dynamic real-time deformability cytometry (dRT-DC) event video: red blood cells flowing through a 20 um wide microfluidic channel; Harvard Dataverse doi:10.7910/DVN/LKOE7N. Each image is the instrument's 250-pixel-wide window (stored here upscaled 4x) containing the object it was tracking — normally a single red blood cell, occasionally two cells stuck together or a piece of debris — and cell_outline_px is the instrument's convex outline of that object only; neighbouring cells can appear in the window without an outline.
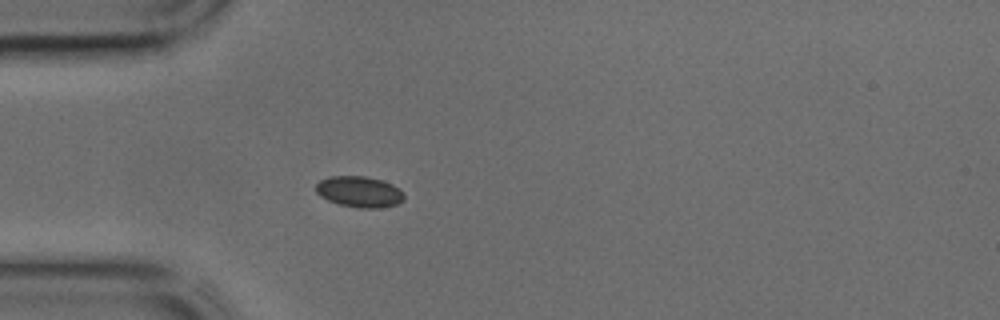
{"species": "common noctule bat (a hibernating species)", "species_latin": "Nyctalus noctula", "temperature_condition": "cold", "stored_images_in_passage": 32, "camera_frame_rate_fps": 3000, "um_per_image_px": 0.085, "animal": {"sex": "male", "body_mass_g": 17.9, "forearm_length_mm": 54.2}, "frame": {"image": 1, "passage_image": 1, "time_ms": 0.0, "image_size_px": [1000, 320], "cell_outline_px": [[404, 200], [396, 204], [380, 208], [360, 208], [340, 204], [328, 200], [320, 196], [316, 192], [316, 184], [320, 180], [328, 176], [364, 176], [380, 180], [392, 184], [404, 192]], "centroid_in_image_um": [30.54, 16.3], "position_along_channel_um": 54.5, "area_um2": 15.9}}
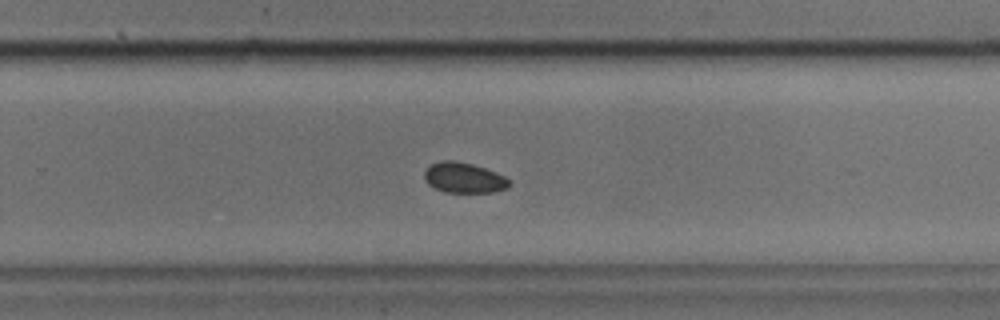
{"frame": {"image": 2, "passage_image": 17, "time_ms": 5.333, "image_size_px": [1000, 320], "cell_outline_px": [[512, 184], [508, 188], [492, 192], [444, 192], [428, 184], [424, 180], [424, 172], [432, 164], [444, 160], [452, 160], [472, 164], [496, 172], [504, 176]], "centroid_in_image_um": [39.44, 15.12], "position_along_channel_um": 290.4, "area_um2": 14.91}}
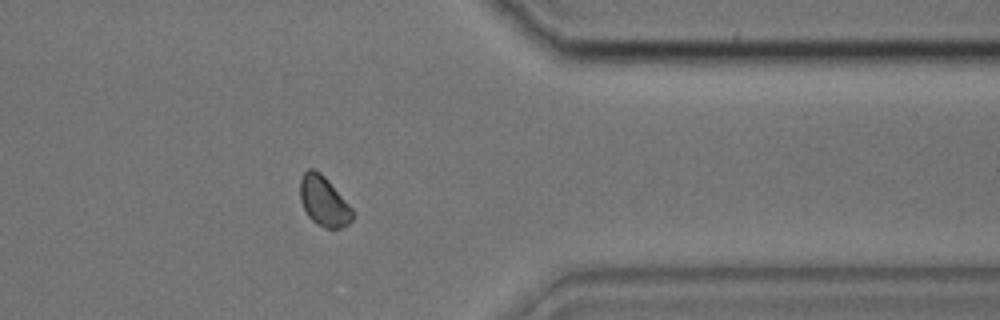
{"frame": {"image": 3, "passage_image": 24, "time_ms": 7.667, "image_size_px": [1000, 320], "cell_outline_px": [[356, 212], [352, 220], [348, 224], [340, 228], [324, 228], [316, 224], [308, 216], [300, 200], [300, 180], [304, 172], [308, 168], [312, 168], [320, 172], [328, 180]], "centroid_in_image_um": [27.54, 17.11], "position_along_channel_um": 383.9, "area_um2": 15.37}}